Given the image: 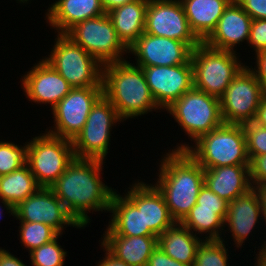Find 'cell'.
Segmentation results:
<instances>
[{
    "label": "cell",
    "mask_w": 266,
    "mask_h": 266,
    "mask_svg": "<svg viewBox=\"0 0 266 266\" xmlns=\"http://www.w3.org/2000/svg\"><path fill=\"white\" fill-rule=\"evenodd\" d=\"M103 160L77 159L50 187L68 213L82 227H86L89 211L109 212L114 190L102 182Z\"/></svg>",
    "instance_id": "6da1fadb"
},
{
    "label": "cell",
    "mask_w": 266,
    "mask_h": 266,
    "mask_svg": "<svg viewBox=\"0 0 266 266\" xmlns=\"http://www.w3.org/2000/svg\"><path fill=\"white\" fill-rule=\"evenodd\" d=\"M167 152L159 163L157 182L153 185L162 194L175 222H182L197 203L204 185V168L186 151Z\"/></svg>",
    "instance_id": "7a4b0ae2"
},
{
    "label": "cell",
    "mask_w": 266,
    "mask_h": 266,
    "mask_svg": "<svg viewBox=\"0 0 266 266\" xmlns=\"http://www.w3.org/2000/svg\"><path fill=\"white\" fill-rule=\"evenodd\" d=\"M103 95L124 121L156 111V104L140 66L126 58L103 65Z\"/></svg>",
    "instance_id": "3957f363"
},
{
    "label": "cell",
    "mask_w": 266,
    "mask_h": 266,
    "mask_svg": "<svg viewBox=\"0 0 266 266\" xmlns=\"http://www.w3.org/2000/svg\"><path fill=\"white\" fill-rule=\"evenodd\" d=\"M179 145L174 150H186L204 169L249 165L246 135L242 125L223 123L200 136L195 141V148L185 143Z\"/></svg>",
    "instance_id": "277c9868"
},
{
    "label": "cell",
    "mask_w": 266,
    "mask_h": 266,
    "mask_svg": "<svg viewBox=\"0 0 266 266\" xmlns=\"http://www.w3.org/2000/svg\"><path fill=\"white\" fill-rule=\"evenodd\" d=\"M233 51L212 48L201 42L191 54L194 88L220 98L245 66Z\"/></svg>",
    "instance_id": "5b68a950"
},
{
    "label": "cell",
    "mask_w": 266,
    "mask_h": 266,
    "mask_svg": "<svg viewBox=\"0 0 266 266\" xmlns=\"http://www.w3.org/2000/svg\"><path fill=\"white\" fill-rule=\"evenodd\" d=\"M44 59L73 87H103V65L66 34H57Z\"/></svg>",
    "instance_id": "8992f818"
},
{
    "label": "cell",
    "mask_w": 266,
    "mask_h": 266,
    "mask_svg": "<svg viewBox=\"0 0 266 266\" xmlns=\"http://www.w3.org/2000/svg\"><path fill=\"white\" fill-rule=\"evenodd\" d=\"M74 158L71 140L45 132L28 142L27 164L40 187L50 188Z\"/></svg>",
    "instance_id": "52a82bcc"
},
{
    "label": "cell",
    "mask_w": 266,
    "mask_h": 266,
    "mask_svg": "<svg viewBox=\"0 0 266 266\" xmlns=\"http://www.w3.org/2000/svg\"><path fill=\"white\" fill-rule=\"evenodd\" d=\"M166 111L194 142L223 124L220 99L194 87L184 93Z\"/></svg>",
    "instance_id": "ba28073f"
},
{
    "label": "cell",
    "mask_w": 266,
    "mask_h": 266,
    "mask_svg": "<svg viewBox=\"0 0 266 266\" xmlns=\"http://www.w3.org/2000/svg\"><path fill=\"white\" fill-rule=\"evenodd\" d=\"M122 121L112 103L102 95L92 106L83 129L72 141L75 158L106 159L112 127Z\"/></svg>",
    "instance_id": "9c48e42d"
},
{
    "label": "cell",
    "mask_w": 266,
    "mask_h": 266,
    "mask_svg": "<svg viewBox=\"0 0 266 266\" xmlns=\"http://www.w3.org/2000/svg\"><path fill=\"white\" fill-rule=\"evenodd\" d=\"M66 35L102 65L124 60L129 53L107 13L76 24Z\"/></svg>",
    "instance_id": "30bf717a"
},
{
    "label": "cell",
    "mask_w": 266,
    "mask_h": 266,
    "mask_svg": "<svg viewBox=\"0 0 266 266\" xmlns=\"http://www.w3.org/2000/svg\"><path fill=\"white\" fill-rule=\"evenodd\" d=\"M219 99L223 123L243 125L255 119L262 100V86L245 65Z\"/></svg>",
    "instance_id": "8fae6325"
},
{
    "label": "cell",
    "mask_w": 266,
    "mask_h": 266,
    "mask_svg": "<svg viewBox=\"0 0 266 266\" xmlns=\"http://www.w3.org/2000/svg\"><path fill=\"white\" fill-rule=\"evenodd\" d=\"M103 95V87H78L72 90L51 110L54 130L47 133L73 141L86 123L92 106Z\"/></svg>",
    "instance_id": "7c38bea8"
},
{
    "label": "cell",
    "mask_w": 266,
    "mask_h": 266,
    "mask_svg": "<svg viewBox=\"0 0 266 266\" xmlns=\"http://www.w3.org/2000/svg\"><path fill=\"white\" fill-rule=\"evenodd\" d=\"M144 33L179 40L192 49L201 43L189 27L180 0H149Z\"/></svg>",
    "instance_id": "4fadbf2b"
},
{
    "label": "cell",
    "mask_w": 266,
    "mask_h": 266,
    "mask_svg": "<svg viewBox=\"0 0 266 266\" xmlns=\"http://www.w3.org/2000/svg\"><path fill=\"white\" fill-rule=\"evenodd\" d=\"M150 92L162 109L169 108L184 93L194 87L193 66L188 63L175 66L141 67Z\"/></svg>",
    "instance_id": "5bb4252c"
},
{
    "label": "cell",
    "mask_w": 266,
    "mask_h": 266,
    "mask_svg": "<svg viewBox=\"0 0 266 266\" xmlns=\"http://www.w3.org/2000/svg\"><path fill=\"white\" fill-rule=\"evenodd\" d=\"M128 189L124 196L114 191L109 209L113 214L103 235L156 236L150 229H144L142 182L137 181Z\"/></svg>",
    "instance_id": "9a60e30c"
},
{
    "label": "cell",
    "mask_w": 266,
    "mask_h": 266,
    "mask_svg": "<svg viewBox=\"0 0 266 266\" xmlns=\"http://www.w3.org/2000/svg\"><path fill=\"white\" fill-rule=\"evenodd\" d=\"M14 218L19 221L39 222L63 234L64 226H81L68 213L51 188L40 187L14 208Z\"/></svg>",
    "instance_id": "2e32d148"
},
{
    "label": "cell",
    "mask_w": 266,
    "mask_h": 266,
    "mask_svg": "<svg viewBox=\"0 0 266 266\" xmlns=\"http://www.w3.org/2000/svg\"><path fill=\"white\" fill-rule=\"evenodd\" d=\"M193 49L184 42L162 36L143 33L138 40L128 48L140 67L175 66L188 63Z\"/></svg>",
    "instance_id": "e0dca14e"
},
{
    "label": "cell",
    "mask_w": 266,
    "mask_h": 266,
    "mask_svg": "<svg viewBox=\"0 0 266 266\" xmlns=\"http://www.w3.org/2000/svg\"><path fill=\"white\" fill-rule=\"evenodd\" d=\"M20 81L29 101L48 103L51 109L73 88L45 59L35 64Z\"/></svg>",
    "instance_id": "ac0fdd59"
},
{
    "label": "cell",
    "mask_w": 266,
    "mask_h": 266,
    "mask_svg": "<svg viewBox=\"0 0 266 266\" xmlns=\"http://www.w3.org/2000/svg\"><path fill=\"white\" fill-rule=\"evenodd\" d=\"M251 23L252 18L232 0L219 18L216 28L203 42L215 49L236 52L234 47L237 44L244 40L248 43Z\"/></svg>",
    "instance_id": "d6986e66"
},
{
    "label": "cell",
    "mask_w": 266,
    "mask_h": 266,
    "mask_svg": "<svg viewBox=\"0 0 266 266\" xmlns=\"http://www.w3.org/2000/svg\"><path fill=\"white\" fill-rule=\"evenodd\" d=\"M261 217L263 216L260 199L254 187L228 202L224 226L228 227V231L231 229L230 232L237 248L242 246L244 240H247V236H250L249 234L255 229Z\"/></svg>",
    "instance_id": "ffe728a7"
},
{
    "label": "cell",
    "mask_w": 266,
    "mask_h": 266,
    "mask_svg": "<svg viewBox=\"0 0 266 266\" xmlns=\"http://www.w3.org/2000/svg\"><path fill=\"white\" fill-rule=\"evenodd\" d=\"M49 6L46 21L59 34H66L76 24L106 13L101 0H57Z\"/></svg>",
    "instance_id": "44dd1931"
},
{
    "label": "cell",
    "mask_w": 266,
    "mask_h": 266,
    "mask_svg": "<svg viewBox=\"0 0 266 266\" xmlns=\"http://www.w3.org/2000/svg\"><path fill=\"white\" fill-rule=\"evenodd\" d=\"M204 184L227 202L253 188L249 165H227L204 169Z\"/></svg>",
    "instance_id": "7402d4cb"
},
{
    "label": "cell",
    "mask_w": 266,
    "mask_h": 266,
    "mask_svg": "<svg viewBox=\"0 0 266 266\" xmlns=\"http://www.w3.org/2000/svg\"><path fill=\"white\" fill-rule=\"evenodd\" d=\"M103 245L116 258L130 266H147L152 251L157 247V236L103 235Z\"/></svg>",
    "instance_id": "603a6c76"
},
{
    "label": "cell",
    "mask_w": 266,
    "mask_h": 266,
    "mask_svg": "<svg viewBox=\"0 0 266 266\" xmlns=\"http://www.w3.org/2000/svg\"><path fill=\"white\" fill-rule=\"evenodd\" d=\"M189 27L203 42L216 28L219 18L232 0H180Z\"/></svg>",
    "instance_id": "cb8c5ba5"
},
{
    "label": "cell",
    "mask_w": 266,
    "mask_h": 266,
    "mask_svg": "<svg viewBox=\"0 0 266 266\" xmlns=\"http://www.w3.org/2000/svg\"><path fill=\"white\" fill-rule=\"evenodd\" d=\"M203 240L182 223L175 222L157 237V245L172 259L193 266L197 249Z\"/></svg>",
    "instance_id": "d4e9b609"
},
{
    "label": "cell",
    "mask_w": 266,
    "mask_h": 266,
    "mask_svg": "<svg viewBox=\"0 0 266 266\" xmlns=\"http://www.w3.org/2000/svg\"><path fill=\"white\" fill-rule=\"evenodd\" d=\"M148 2L149 0H135L107 13L119 39L127 48L144 33Z\"/></svg>",
    "instance_id": "484cf974"
},
{
    "label": "cell",
    "mask_w": 266,
    "mask_h": 266,
    "mask_svg": "<svg viewBox=\"0 0 266 266\" xmlns=\"http://www.w3.org/2000/svg\"><path fill=\"white\" fill-rule=\"evenodd\" d=\"M40 186L28 164L19 169L2 175L0 180V201L6 212L14 216V208L28 196L33 195Z\"/></svg>",
    "instance_id": "4316f807"
},
{
    "label": "cell",
    "mask_w": 266,
    "mask_h": 266,
    "mask_svg": "<svg viewBox=\"0 0 266 266\" xmlns=\"http://www.w3.org/2000/svg\"><path fill=\"white\" fill-rule=\"evenodd\" d=\"M142 213L144 229H150L157 237L175 223L159 190L143 181Z\"/></svg>",
    "instance_id": "83f0119b"
},
{
    "label": "cell",
    "mask_w": 266,
    "mask_h": 266,
    "mask_svg": "<svg viewBox=\"0 0 266 266\" xmlns=\"http://www.w3.org/2000/svg\"><path fill=\"white\" fill-rule=\"evenodd\" d=\"M227 210L199 208L196 203L181 223L195 235L207 233L205 240H222L221 232L225 228Z\"/></svg>",
    "instance_id": "f1b7e54d"
},
{
    "label": "cell",
    "mask_w": 266,
    "mask_h": 266,
    "mask_svg": "<svg viewBox=\"0 0 266 266\" xmlns=\"http://www.w3.org/2000/svg\"><path fill=\"white\" fill-rule=\"evenodd\" d=\"M21 243L29 252L55 239L59 233L51 226L39 222L20 221Z\"/></svg>",
    "instance_id": "f546056e"
},
{
    "label": "cell",
    "mask_w": 266,
    "mask_h": 266,
    "mask_svg": "<svg viewBox=\"0 0 266 266\" xmlns=\"http://www.w3.org/2000/svg\"><path fill=\"white\" fill-rule=\"evenodd\" d=\"M225 240H203L199 245L193 266H229Z\"/></svg>",
    "instance_id": "4dcf8cb0"
},
{
    "label": "cell",
    "mask_w": 266,
    "mask_h": 266,
    "mask_svg": "<svg viewBox=\"0 0 266 266\" xmlns=\"http://www.w3.org/2000/svg\"><path fill=\"white\" fill-rule=\"evenodd\" d=\"M27 147L19 146L10 141H0V173L9 174L27 164Z\"/></svg>",
    "instance_id": "1f68e13d"
},
{
    "label": "cell",
    "mask_w": 266,
    "mask_h": 266,
    "mask_svg": "<svg viewBox=\"0 0 266 266\" xmlns=\"http://www.w3.org/2000/svg\"><path fill=\"white\" fill-rule=\"evenodd\" d=\"M59 234L52 241L41 245L40 247L29 252L31 265L33 266H63L67 252L61 248L57 239Z\"/></svg>",
    "instance_id": "d6a6232c"
},
{
    "label": "cell",
    "mask_w": 266,
    "mask_h": 266,
    "mask_svg": "<svg viewBox=\"0 0 266 266\" xmlns=\"http://www.w3.org/2000/svg\"><path fill=\"white\" fill-rule=\"evenodd\" d=\"M246 135L247 155L249 161L254 156L266 154V129L251 121L242 125Z\"/></svg>",
    "instance_id": "836d02e7"
},
{
    "label": "cell",
    "mask_w": 266,
    "mask_h": 266,
    "mask_svg": "<svg viewBox=\"0 0 266 266\" xmlns=\"http://www.w3.org/2000/svg\"><path fill=\"white\" fill-rule=\"evenodd\" d=\"M248 44L255 53L266 50V19L252 20Z\"/></svg>",
    "instance_id": "e575fe53"
},
{
    "label": "cell",
    "mask_w": 266,
    "mask_h": 266,
    "mask_svg": "<svg viewBox=\"0 0 266 266\" xmlns=\"http://www.w3.org/2000/svg\"><path fill=\"white\" fill-rule=\"evenodd\" d=\"M197 204L199 205V208L228 209V202L216 195L205 184L198 193Z\"/></svg>",
    "instance_id": "d590c367"
},
{
    "label": "cell",
    "mask_w": 266,
    "mask_h": 266,
    "mask_svg": "<svg viewBox=\"0 0 266 266\" xmlns=\"http://www.w3.org/2000/svg\"><path fill=\"white\" fill-rule=\"evenodd\" d=\"M249 172L253 187L266 183V154L254 156L249 161Z\"/></svg>",
    "instance_id": "8d00e7d4"
},
{
    "label": "cell",
    "mask_w": 266,
    "mask_h": 266,
    "mask_svg": "<svg viewBox=\"0 0 266 266\" xmlns=\"http://www.w3.org/2000/svg\"><path fill=\"white\" fill-rule=\"evenodd\" d=\"M254 19H266V0H235Z\"/></svg>",
    "instance_id": "74e56055"
},
{
    "label": "cell",
    "mask_w": 266,
    "mask_h": 266,
    "mask_svg": "<svg viewBox=\"0 0 266 266\" xmlns=\"http://www.w3.org/2000/svg\"><path fill=\"white\" fill-rule=\"evenodd\" d=\"M147 266H189L183 263H180L166 253H164L160 247H157L152 251V254L149 257Z\"/></svg>",
    "instance_id": "f35d334b"
},
{
    "label": "cell",
    "mask_w": 266,
    "mask_h": 266,
    "mask_svg": "<svg viewBox=\"0 0 266 266\" xmlns=\"http://www.w3.org/2000/svg\"><path fill=\"white\" fill-rule=\"evenodd\" d=\"M255 55L256 65L254 69L251 67L250 70L254 73L261 85H266V50L260 51Z\"/></svg>",
    "instance_id": "ab89813d"
},
{
    "label": "cell",
    "mask_w": 266,
    "mask_h": 266,
    "mask_svg": "<svg viewBox=\"0 0 266 266\" xmlns=\"http://www.w3.org/2000/svg\"><path fill=\"white\" fill-rule=\"evenodd\" d=\"M0 266H27L21 259H18L13 254L5 249L0 248Z\"/></svg>",
    "instance_id": "60d3db41"
},
{
    "label": "cell",
    "mask_w": 266,
    "mask_h": 266,
    "mask_svg": "<svg viewBox=\"0 0 266 266\" xmlns=\"http://www.w3.org/2000/svg\"><path fill=\"white\" fill-rule=\"evenodd\" d=\"M101 247H103L106 255L104 254L103 260L98 261L96 266H130L122 260L116 258L103 245Z\"/></svg>",
    "instance_id": "b9f144b4"
},
{
    "label": "cell",
    "mask_w": 266,
    "mask_h": 266,
    "mask_svg": "<svg viewBox=\"0 0 266 266\" xmlns=\"http://www.w3.org/2000/svg\"><path fill=\"white\" fill-rule=\"evenodd\" d=\"M135 0H101L102 7L106 13L109 11L121 7L127 3L134 2Z\"/></svg>",
    "instance_id": "7bdbcfd3"
},
{
    "label": "cell",
    "mask_w": 266,
    "mask_h": 266,
    "mask_svg": "<svg viewBox=\"0 0 266 266\" xmlns=\"http://www.w3.org/2000/svg\"><path fill=\"white\" fill-rule=\"evenodd\" d=\"M254 122H256L260 126H263L266 129V101L261 100L257 109Z\"/></svg>",
    "instance_id": "ee69618b"
},
{
    "label": "cell",
    "mask_w": 266,
    "mask_h": 266,
    "mask_svg": "<svg viewBox=\"0 0 266 266\" xmlns=\"http://www.w3.org/2000/svg\"><path fill=\"white\" fill-rule=\"evenodd\" d=\"M259 195L260 204H261V210H262V216L265 220L266 224V183L257 185L254 187Z\"/></svg>",
    "instance_id": "f6af8a7d"
},
{
    "label": "cell",
    "mask_w": 266,
    "mask_h": 266,
    "mask_svg": "<svg viewBox=\"0 0 266 266\" xmlns=\"http://www.w3.org/2000/svg\"><path fill=\"white\" fill-rule=\"evenodd\" d=\"M255 266H266V251H258Z\"/></svg>",
    "instance_id": "bcb514c9"
},
{
    "label": "cell",
    "mask_w": 266,
    "mask_h": 266,
    "mask_svg": "<svg viewBox=\"0 0 266 266\" xmlns=\"http://www.w3.org/2000/svg\"><path fill=\"white\" fill-rule=\"evenodd\" d=\"M262 86V100L266 101V85Z\"/></svg>",
    "instance_id": "7dc6e473"
},
{
    "label": "cell",
    "mask_w": 266,
    "mask_h": 266,
    "mask_svg": "<svg viewBox=\"0 0 266 266\" xmlns=\"http://www.w3.org/2000/svg\"><path fill=\"white\" fill-rule=\"evenodd\" d=\"M259 251H266V241L264 244H262L261 249H258Z\"/></svg>",
    "instance_id": "c3c4849f"
},
{
    "label": "cell",
    "mask_w": 266,
    "mask_h": 266,
    "mask_svg": "<svg viewBox=\"0 0 266 266\" xmlns=\"http://www.w3.org/2000/svg\"><path fill=\"white\" fill-rule=\"evenodd\" d=\"M18 1H19L20 3H27L29 0H17V3H18Z\"/></svg>",
    "instance_id": "681fc988"
},
{
    "label": "cell",
    "mask_w": 266,
    "mask_h": 266,
    "mask_svg": "<svg viewBox=\"0 0 266 266\" xmlns=\"http://www.w3.org/2000/svg\"><path fill=\"white\" fill-rule=\"evenodd\" d=\"M2 213H3V210L1 209V206H0V218L2 216Z\"/></svg>",
    "instance_id": "f907efd6"
}]
</instances>
